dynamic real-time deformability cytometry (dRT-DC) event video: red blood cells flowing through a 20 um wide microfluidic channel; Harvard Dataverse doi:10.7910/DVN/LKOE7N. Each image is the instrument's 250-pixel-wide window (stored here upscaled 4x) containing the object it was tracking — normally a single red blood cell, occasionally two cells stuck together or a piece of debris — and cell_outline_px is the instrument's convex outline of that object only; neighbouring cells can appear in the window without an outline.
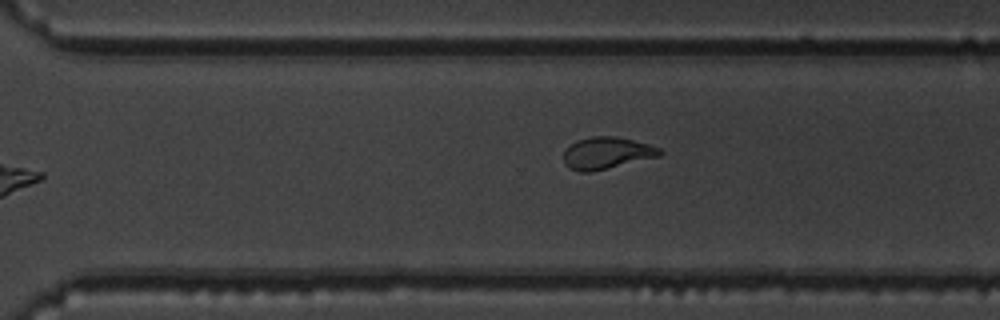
{"species": "common noctule bat (a hibernating species)", "species_latin": "Nyctalus noctula", "temperature_condition": "warm", "stored_images_in_passage": 12, "camera_frame_rate_fps": 3000, "um_per_image_px": 0.085, "animal": {"sex": "male", "body_mass_g": 19.5, "forearm_length_mm": 54.6}, "frame": {"image": 1, "passage_image": 12, "time_ms": 3.667, "image_size_px": [1000, 320], "cell_outline_px": [[664, 152], [660, 156], [592, 172], [580, 172], [568, 168], [564, 164], [564, 148], [576, 140], [592, 136], [616, 136], [648, 144], [660, 148]], "centroid_in_image_um": [51.54, 13.01], "position_along_channel_um": 319.1, "area_um2": 18.09}}